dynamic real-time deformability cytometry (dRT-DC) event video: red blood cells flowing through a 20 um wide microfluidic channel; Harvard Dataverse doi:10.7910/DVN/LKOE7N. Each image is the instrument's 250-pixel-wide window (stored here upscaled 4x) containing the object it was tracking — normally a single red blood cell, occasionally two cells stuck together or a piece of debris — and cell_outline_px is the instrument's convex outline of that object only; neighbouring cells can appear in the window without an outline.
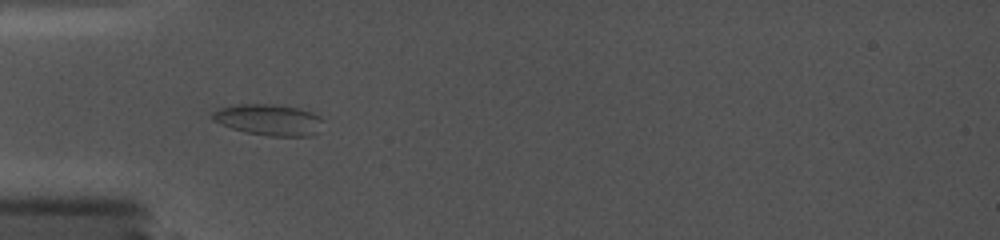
{"species": "common noctule bat (a hibernating species)", "species_latin": "Nyctalus noctula", "temperature_condition": "cold", "stored_images_in_passage": 15, "camera_frame_rate_fps": 5000, "um_per_image_px": 0.085, "animal": {"sex": "female", "body_mass_g": 19.0, "forearm_length_mm": 56.7}, "frame": {"image": 1, "passage_image": 3, "time_ms": 1.4, "image_size_px": [1000, 240], "cell_outline_px": [[324, 120], [316, 132], [312, 136], [268, 136], [244, 132], [220, 124], [212, 120], [212, 112], [220, 108], [232, 104], [276, 104], [300, 108], [312, 112], [320, 116]], "centroid_in_image_um": [22.84, 10.17], "position_along_channel_um": 62.2, "area_um2": 20.35}}
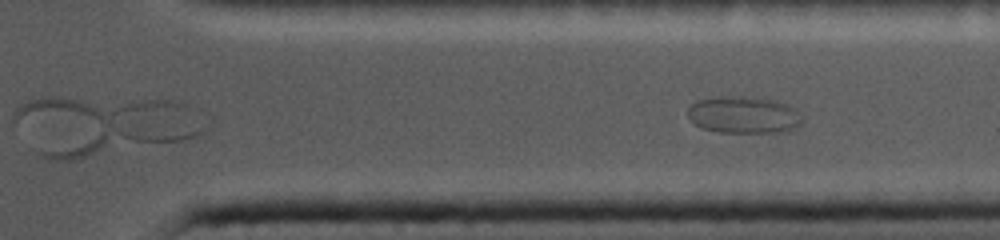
{"frame": {"image": 2, "passage_image": 15, "time_ms": 9.6, "image_size_px": [1000, 240], "cell_outline_px": [[804, 120], [796, 128], [780, 132], [720, 132], [700, 128], [688, 116], [688, 108], [696, 100], [724, 96], [744, 96], [772, 100], [784, 104], [792, 108]], "centroid_in_image_um": [63.18, 9.77], "position_along_channel_um": 348.2, "area_um2": 24.39}}